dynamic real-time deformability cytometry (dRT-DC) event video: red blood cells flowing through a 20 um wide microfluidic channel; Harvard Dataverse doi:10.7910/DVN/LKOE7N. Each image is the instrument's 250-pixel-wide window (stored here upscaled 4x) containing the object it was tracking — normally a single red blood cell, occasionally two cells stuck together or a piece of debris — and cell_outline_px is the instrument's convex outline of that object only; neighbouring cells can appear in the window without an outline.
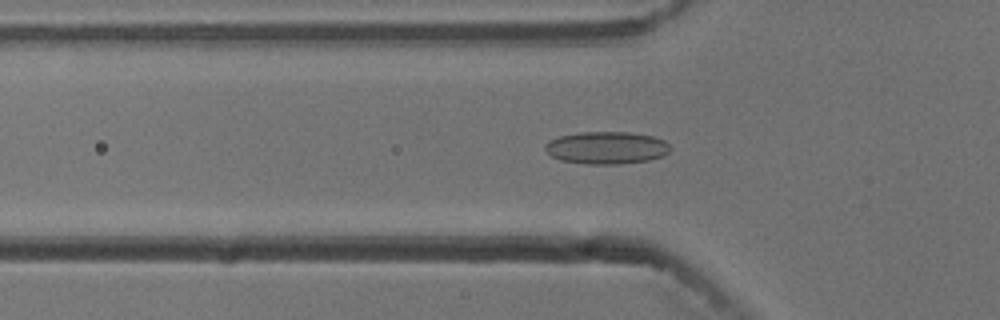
{"species": "common noctule bat (a hibernating species)", "species_latin": "Nyctalus noctula", "temperature_condition": "cold", "stored_images_in_passage": 38, "camera_frame_rate_fps": 3000, "um_per_image_px": 0.085, "animal": {"sex": "male", "body_mass_g": 13.3}, "frame": {"image": 1, "passage_image": 2, "time_ms": 0.333, "image_size_px": [1000, 320], "cell_outline_px": [[668, 152], [660, 156], [648, 160], [616, 164], [588, 164], [560, 160], [552, 156], [544, 148], [544, 144], [548, 140], [560, 136], [580, 132], [628, 132], [652, 136], [664, 140], [668, 144]], "centroid_in_image_um": [51.5, 12.55], "position_along_channel_um": 74.3, "area_um2": 23.41}}
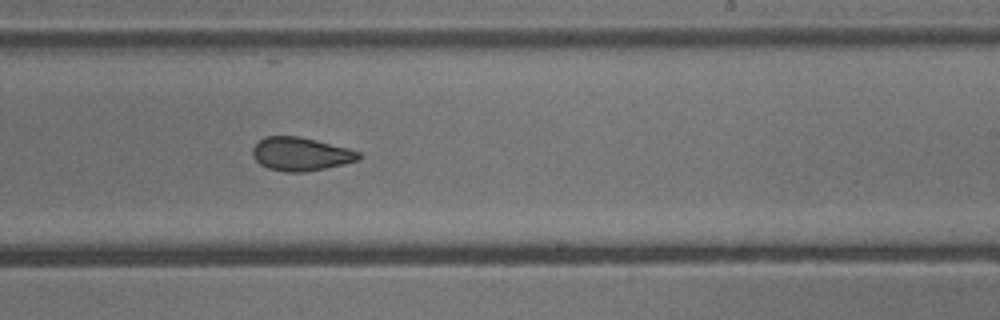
{"frame": {"image": 2, "passage_image": 17, "time_ms": 5.333, "image_size_px": [1000, 320], "cell_outline_px": [[360, 160], [344, 164], [304, 172], [284, 172], [268, 168], [260, 164], [252, 156], [252, 148], [264, 136], [300, 136], [348, 148], [360, 152]], "centroid_in_image_um": [25.55, 13.09], "position_along_channel_um": 263.4, "area_um2": 20.69}}
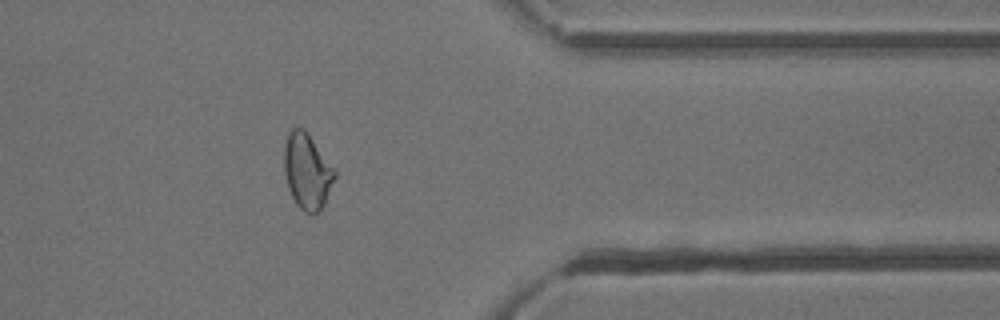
{"frame": {"image": 3, "passage_image": 28, "time_ms": 9.0, "image_size_px": [1000, 320], "cell_outline_px": [[336, 176], [324, 204], [320, 212], [316, 216], [312, 216], [304, 212], [296, 204], [288, 188], [284, 172], [284, 148], [288, 132], [292, 128], [304, 128], [336, 172]], "centroid_in_image_um": [26.09, 14.61], "position_along_channel_um": 385.3, "area_um2": 22.25}, "authors_computed_cell_mechanics": {"area_um2": 21.675, "velocity_mm_per_s": 3.7585, "shape_relaxation_time_tau1_ms": null, "shape_relaxation_time_tau2_ms": 2.2821, "deformation_change_tau1": null, "deformation_change_tau2": 0.0924}}